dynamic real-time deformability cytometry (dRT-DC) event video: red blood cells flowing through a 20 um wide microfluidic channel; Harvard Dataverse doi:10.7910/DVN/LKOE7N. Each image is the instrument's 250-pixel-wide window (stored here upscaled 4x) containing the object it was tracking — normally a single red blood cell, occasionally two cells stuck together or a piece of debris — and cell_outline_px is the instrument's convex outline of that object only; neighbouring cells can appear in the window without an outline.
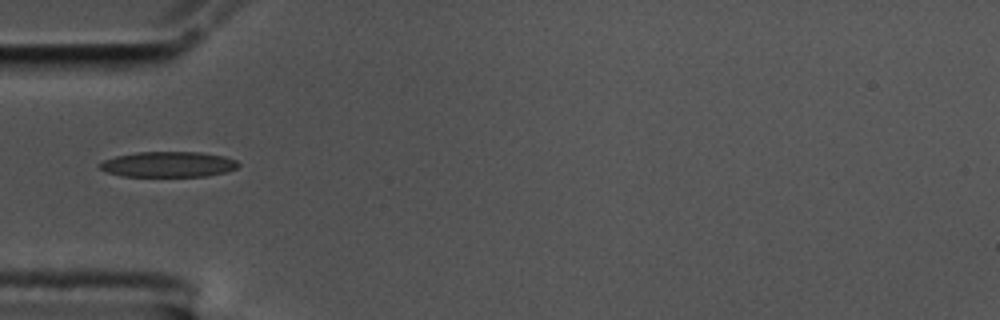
{"species": "common noctule bat (a hibernating species)", "species_latin": "Nyctalus noctula", "temperature_condition": "cold", "stored_images_in_passage": 17, "camera_frame_rate_fps": 3000, "um_per_image_px": 0.085, "animal": {"sex": "male", "body_mass_g": 17.5, "forearm_length_mm": 52.3}, "frame": {"image": 1, "passage_image": 1, "time_ms": 0.0, "image_size_px": [1000, 320], "cell_outline_px": [[240, 164], [236, 168], [228, 172], [208, 176], [120, 176], [108, 172], [100, 168], [96, 164], [104, 160], [116, 156], [136, 152], [200, 152], [224, 156], [236, 160]], "centroid_in_image_um": [14.31, 13.97], "position_along_channel_um": 70.7, "area_um2": 20.69}}
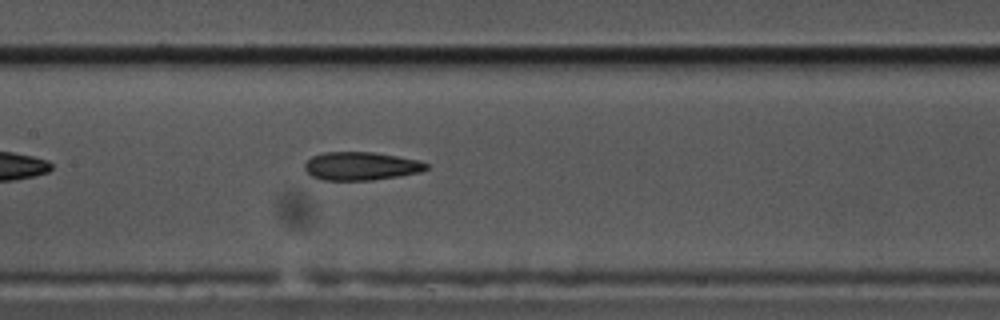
{"frame": {"image": 2, "passage_image": 10, "time_ms": 3.0, "image_size_px": [1000, 320], "cell_outline_px": [[428, 168], [420, 172], [400, 176], [372, 180], [320, 180], [312, 176], [304, 168], [304, 164], [312, 156], [324, 152], [372, 152], [420, 160], [428, 164]], "centroid_in_image_um": [30.68, 14.12], "position_along_channel_um": 176.7, "area_um2": 20.06}}